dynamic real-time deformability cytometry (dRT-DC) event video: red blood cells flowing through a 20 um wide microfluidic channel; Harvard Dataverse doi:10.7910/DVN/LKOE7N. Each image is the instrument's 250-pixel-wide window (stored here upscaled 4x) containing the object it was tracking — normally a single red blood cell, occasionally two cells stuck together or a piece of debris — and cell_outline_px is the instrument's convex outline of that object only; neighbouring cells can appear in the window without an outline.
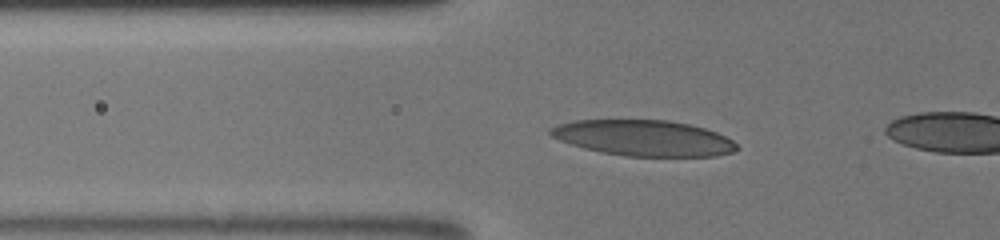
{"species": "human", "species_latin": "Homo sapiens", "temperature_condition": "room temperature", "stored_images_in_passage": 18, "camera_frame_rate_fps": 3000, "um_per_image_px": 0.085, "donor": {"sex": "male"}, "frame": {"image": 1, "passage_image": 16, "time_ms": 5.0, "image_size_px": [1000, 240], "cell_outline_px": [[740, 148], [732, 152], [716, 156], [624, 156], [600, 152], [584, 148], [560, 140], [552, 136], [548, 132], [548, 128], [560, 124], [576, 120], [668, 120], [688, 124], [704, 128], [716, 132], [732, 140]], "centroid_in_image_um": [54.71, 11.73], "position_along_channel_um": 71.1, "area_um2": 38.73}}